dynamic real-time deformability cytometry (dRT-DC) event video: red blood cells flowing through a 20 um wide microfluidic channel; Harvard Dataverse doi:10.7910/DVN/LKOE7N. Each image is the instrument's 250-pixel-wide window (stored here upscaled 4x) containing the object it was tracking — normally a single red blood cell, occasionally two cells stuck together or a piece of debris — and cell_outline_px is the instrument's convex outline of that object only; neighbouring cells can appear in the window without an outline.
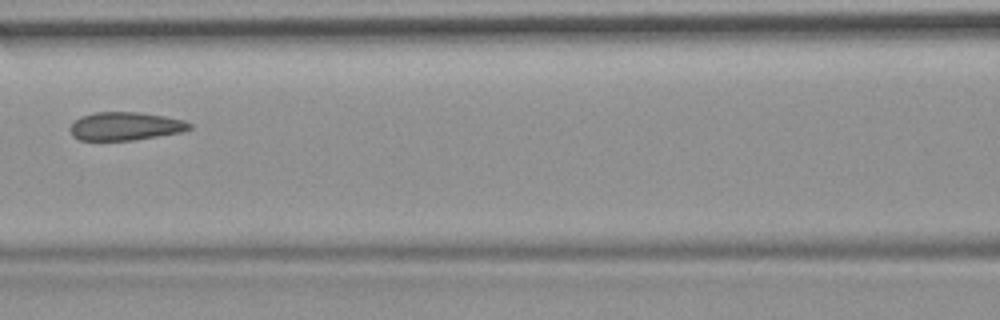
{"species": "common noctule bat (a hibernating species)", "species_latin": "Nyctalus noctula", "temperature_condition": "room temperature", "stored_images_in_passage": 10, "camera_frame_rate_fps": 3000, "um_per_image_px": 0.085, "animal": {"sex": "female", "body_mass_g": 19.9}, "frame": {"image": 1, "passage_image": 7, "time_ms": 2.0, "image_size_px": [1000, 320], "cell_outline_px": [[192, 128], [180, 132], [132, 140], [80, 140], [72, 136], [68, 128], [80, 116], [96, 112], [140, 112], [164, 116], [184, 120], [192, 124]], "centroid_in_image_um": [10.63, 10.72], "position_along_channel_um": 156.0, "area_um2": 19.59}}
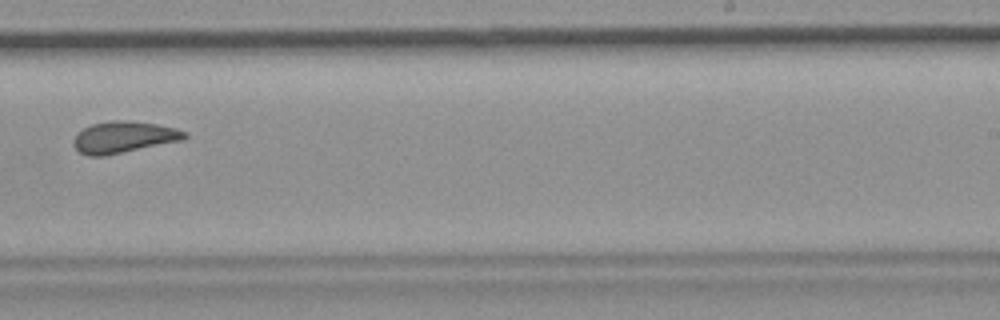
{"frame": {"image": 2, "passage_image": 10, "time_ms": 3.0, "image_size_px": [1000, 320], "cell_outline_px": [[188, 136], [184, 140], [104, 156], [88, 156], [80, 152], [72, 144], [72, 140], [84, 128], [92, 124], [112, 120], [124, 120], [156, 124], [176, 128], [188, 132]], "centroid_in_image_um": [10.54, 11.66], "position_along_channel_um": 278.5, "area_um2": 20.4}}